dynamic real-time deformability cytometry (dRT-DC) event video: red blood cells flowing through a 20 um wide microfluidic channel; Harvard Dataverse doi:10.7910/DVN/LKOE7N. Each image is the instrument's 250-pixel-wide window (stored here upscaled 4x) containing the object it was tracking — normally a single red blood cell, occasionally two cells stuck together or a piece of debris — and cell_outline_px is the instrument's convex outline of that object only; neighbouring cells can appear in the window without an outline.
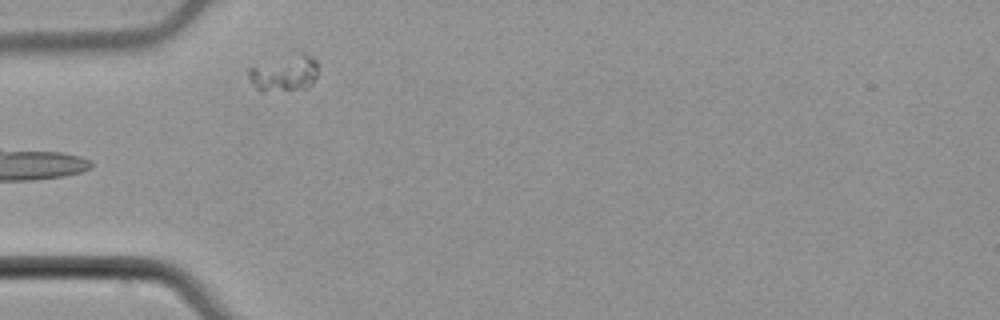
{"species": "common noctule bat (a hibernating species)", "species_latin": "Nyctalus noctula", "temperature_condition": "cold", "stored_images_in_passage": 5, "camera_frame_rate_fps": 3000, "um_per_image_px": 0.085, "animal": {"sex": "male", "body_mass_g": 21.5, "forearm_length_mm": 52.0}, "frame": {"image": 1, "passage_image": 3, "time_ms": 0.667, "image_size_px": [1000, 320], "cell_outline_px": [[316, 76], [312, 84], [304, 88], [264, 92], [260, 92], [248, 80], [248, 68], [300, 52], [316, 60]], "centroid_in_image_um": [24.13, 6.25], "position_along_channel_um": 60.9, "area_um2": 14.39}}
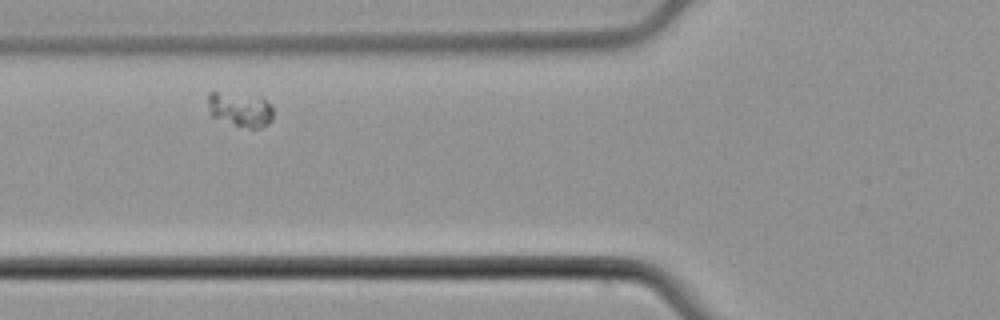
{"frame": {"image": 2, "passage_image": 4, "time_ms": 1.0, "image_size_px": [1000, 320], "cell_outline_px": [[272, 120], [268, 124], [260, 128], [248, 128], [212, 116], [208, 112], [208, 92], [260, 92], [272, 108]], "centroid_in_image_um": [20.46, 9.21], "position_along_channel_um": 105.3, "area_um2": 13.7}}
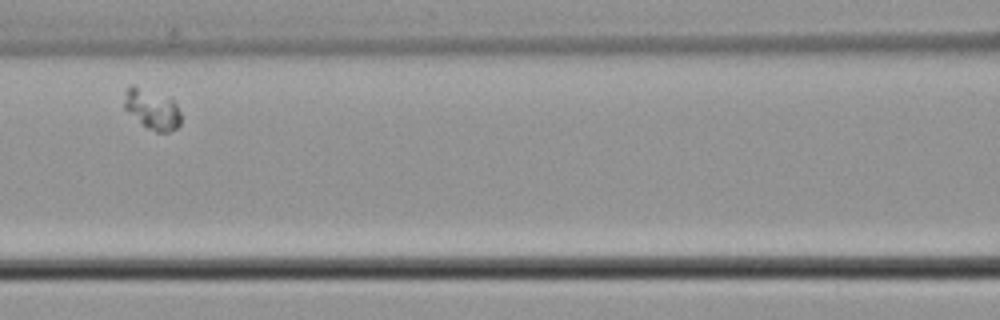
{"frame": {"image": 3, "passage_image": 5, "time_ms": 1.333, "image_size_px": [1000, 320], "cell_outline_px": [[180, 124], [176, 128], [168, 132], [156, 132], [148, 128], [124, 108], [124, 92], [132, 84], [172, 100], [176, 104], [180, 112]], "centroid_in_image_um": [12.92, 9.29], "position_along_channel_um": 153.7, "area_um2": 12.83}}